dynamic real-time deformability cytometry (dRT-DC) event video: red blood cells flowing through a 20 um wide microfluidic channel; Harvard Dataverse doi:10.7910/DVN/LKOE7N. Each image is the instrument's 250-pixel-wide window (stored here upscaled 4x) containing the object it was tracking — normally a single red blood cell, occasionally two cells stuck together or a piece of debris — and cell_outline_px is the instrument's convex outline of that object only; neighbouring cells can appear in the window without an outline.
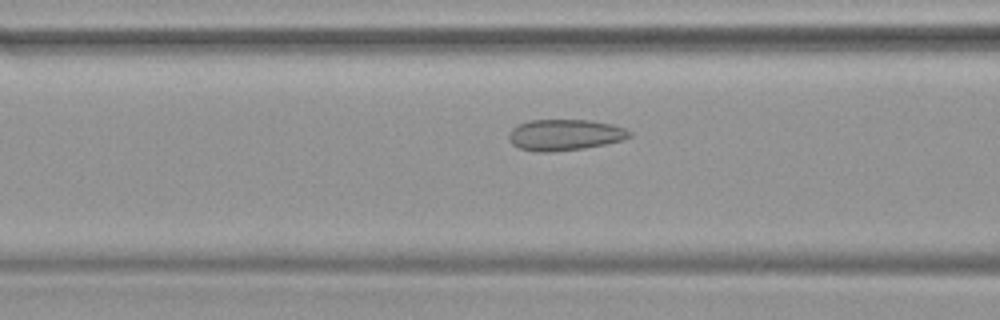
{"species": "common noctule bat (a hibernating species)", "species_latin": "Nyctalus noctula", "temperature_condition": "warm", "stored_images_in_passage": 38, "camera_frame_rate_fps": 3000, "um_per_image_px": 0.085, "animal": {"sex": "female", "body_mass_g": 19.9}, "frame": {"image": 1, "passage_image": 10, "time_ms": 3.0, "image_size_px": [1000, 320], "cell_outline_px": [[632, 136], [624, 140], [584, 148], [552, 152], [536, 152], [520, 148], [512, 144], [508, 136], [508, 132], [512, 128], [528, 120], [592, 120], [612, 124], [624, 128], [632, 132]], "centroid_in_image_um": [48.02, 11.46], "position_along_channel_um": 118.6, "area_um2": 22.02}}
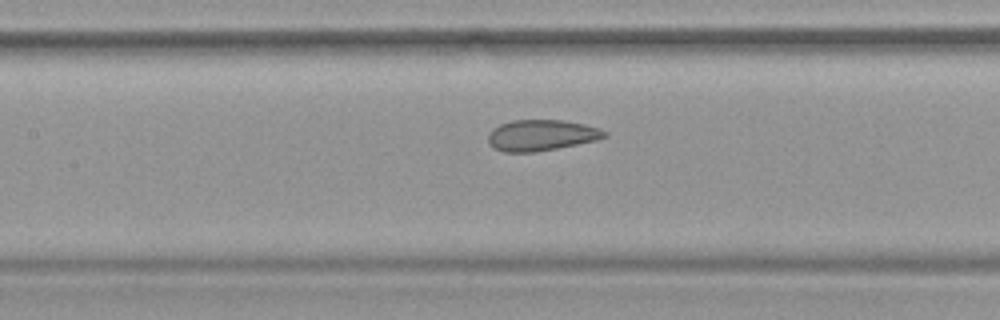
{"frame": {"image": 2, "passage_image": 13, "time_ms": 4.0, "image_size_px": [1000, 320], "cell_outline_px": [[608, 136], [596, 140], [536, 152], [504, 152], [492, 148], [488, 140], [488, 132], [492, 128], [500, 124], [512, 120], [564, 120], [584, 124], [600, 128], [608, 132]], "centroid_in_image_um": [45.99, 11.49], "position_along_channel_um": 161.4, "area_um2": 21.15}}
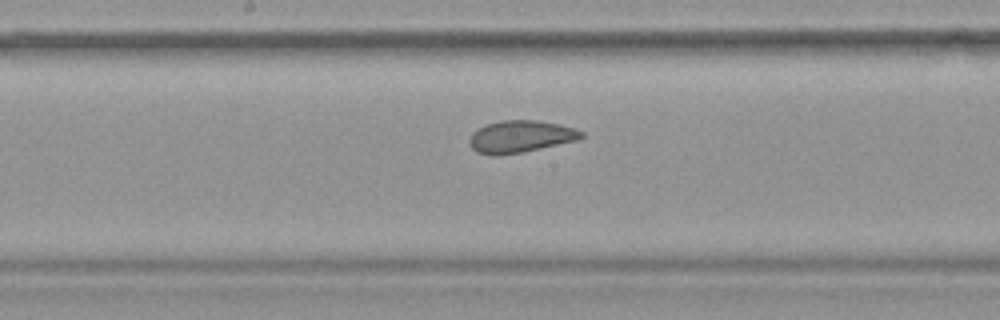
{"frame": {"image": 3, "passage_image": 16, "time_ms": 5.0, "image_size_px": [1000, 320], "cell_outline_px": [[584, 136], [576, 140], [524, 152], [496, 156], [492, 156], [476, 152], [468, 144], [468, 140], [472, 132], [476, 128], [500, 120], [536, 120], [560, 124], [576, 128], [584, 132]], "centroid_in_image_um": [44.21, 11.61], "position_along_channel_um": 204.0, "area_um2": 21.21}}